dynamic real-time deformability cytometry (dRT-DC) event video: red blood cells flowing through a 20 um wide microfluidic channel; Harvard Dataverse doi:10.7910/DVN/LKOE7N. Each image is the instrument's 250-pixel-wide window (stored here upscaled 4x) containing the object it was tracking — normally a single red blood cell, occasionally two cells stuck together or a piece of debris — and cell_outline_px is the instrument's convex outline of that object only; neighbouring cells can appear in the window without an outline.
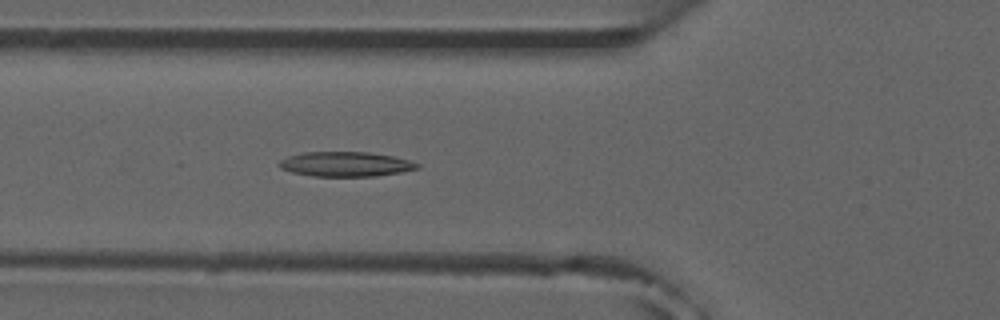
{"species": "common noctule bat (a hibernating species)", "species_latin": "Nyctalus noctula", "temperature_condition": "room temperature", "stored_images_in_passage": 5, "camera_frame_rate_fps": 3000, "um_per_image_px": 0.085, "animal": {"sex": "male", "forearm_length_mm": 52.5}, "frame": {"image": 1, "passage_image": 5, "time_ms": 4.667, "image_size_px": [1000, 320], "cell_outline_px": [[420, 168], [400, 172], [376, 176], [312, 176], [292, 172], [280, 168], [276, 164], [280, 160], [288, 156], [304, 152], [368, 152], [392, 156], [408, 160], [420, 164]], "centroid_in_image_um": [29.35, 13.95], "position_along_channel_um": 96.5, "area_um2": 19.88}}